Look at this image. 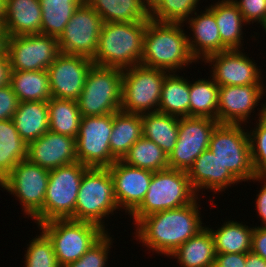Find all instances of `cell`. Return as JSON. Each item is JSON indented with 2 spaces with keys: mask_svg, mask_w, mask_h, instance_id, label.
Listing matches in <instances>:
<instances>
[{
  "mask_svg": "<svg viewBox=\"0 0 266 267\" xmlns=\"http://www.w3.org/2000/svg\"><path fill=\"white\" fill-rule=\"evenodd\" d=\"M200 198L192 203L171 210L149 214L141 218L135 227L137 242L152 252L169 257L179 246L198 234L203 226Z\"/></svg>",
  "mask_w": 266,
  "mask_h": 267,
  "instance_id": "cell-1",
  "label": "cell"
},
{
  "mask_svg": "<svg viewBox=\"0 0 266 267\" xmlns=\"http://www.w3.org/2000/svg\"><path fill=\"white\" fill-rule=\"evenodd\" d=\"M184 23L157 22L149 19L144 35L143 56L140 64L179 72L197 61L188 45Z\"/></svg>",
  "mask_w": 266,
  "mask_h": 267,
  "instance_id": "cell-2",
  "label": "cell"
},
{
  "mask_svg": "<svg viewBox=\"0 0 266 267\" xmlns=\"http://www.w3.org/2000/svg\"><path fill=\"white\" fill-rule=\"evenodd\" d=\"M149 20L133 23L103 22L93 64L125 69L139 65Z\"/></svg>",
  "mask_w": 266,
  "mask_h": 267,
  "instance_id": "cell-3",
  "label": "cell"
},
{
  "mask_svg": "<svg viewBox=\"0 0 266 267\" xmlns=\"http://www.w3.org/2000/svg\"><path fill=\"white\" fill-rule=\"evenodd\" d=\"M118 209L109 169L89 167L83 174L75 212L70 219L96 224L108 232L105 217L112 216Z\"/></svg>",
  "mask_w": 266,
  "mask_h": 267,
  "instance_id": "cell-4",
  "label": "cell"
},
{
  "mask_svg": "<svg viewBox=\"0 0 266 267\" xmlns=\"http://www.w3.org/2000/svg\"><path fill=\"white\" fill-rule=\"evenodd\" d=\"M197 197L201 198L192 188L186 171L168 168L153 172L141 205L130 215L132 224L149 214L186 206Z\"/></svg>",
  "mask_w": 266,
  "mask_h": 267,
  "instance_id": "cell-5",
  "label": "cell"
},
{
  "mask_svg": "<svg viewBox=\"0 0 266 267\" xmlns=\"http://www.w3.org/2000/svg\"><path fill=\"white\" fill-rule=\"evenodd\" d=\"M88 168L77 161L50 170L43 208L32 218L36 226L74 215L80 183Z\"/></svg>",
  "mask_w": 266,
  "mask_h": 267,
  "instance_id": "cell-6",
  "label": "cell"
},
{
  "mask_svg": "<svg viewBox=\"0 0 266 267\" xmlns=\"http://www.w3.org/2000/svg\"><path fill=\"white\" fill-rule=\"evenodd\" d=\"M123 69L93 65L76 100L82 117L103 116L121 110Z\"/></svg>",
  "mask_w": 266,
  "mask_h": 267,
  "instance_id": "cell-7",
  "label": "cell"
},
{
  "mask_svg": "<svg viewBox=\"0 0 266 267\" xmlns=\"http://www.w3.org/2000/svg\"><path fill=\"white\" fill-rule=\"evenodd\" d=\"M52 241L60 267L80 259L106 232L90 222L54 219L37 226Z\"/></svg>",
  "mask_w": 266,
  "mask_h": 267,
  "instance_id": "cell-8",
  "label": "cell"
},
{
  "mask_svg": "<svg viewBox=\"0 0 266 267\" xmlns=\"http://www.w3.org/2000/svg\"><path fill=\"white\" fill-rule=\"evenodd\" d=\"M169 73L142 64L123 69L121 111L140 115L158 112L162 85Z\"/></svg>",
  "mask_w": 266,
  "mask_h": 267,
  "instance_id": "cell-9",
  "label": "cell"
},
{
  "mask_svg": "<svg viewBox=\"0 0 266 267\" xmlns=\"http://www.w3.org/2000/svg\"><path fill=\"white\" fill-rule=\"evenodd\" d=\"M208 150L239 182H248L256 176L248 129H244V125L219 123L212 133Z\"/></svg>",
  "mask_w": 266,
  "mask_h": 267,
  "instance_id": "cell-10",
  "label": "cell"
},
{
  "mask_svg": "<svg viewBox=\"0 0 266 267\" xmlns=\"http://www.w3.org/2000/svg\"><path fill=\"white\" fill-rule=\"evenodd\" d=\"M113 114L81 118L76 142L78 162L92 168H107L117 159L111 154Z\"/></svg>",
  "mask_w": 266,
  "mask_h": 267,
  "instance_id": "cell-11",
  "label": "cell"
},
{
  "mask_svg": "<svg viewBox=\"0 0 266 267\" xmlns=\"http://www.w3.org/2000/svg\"><path fill=\"white\" fill-rule=\"evenodd\" d=\"M4 49L15 71L47 70L61 54L58 38L45 34L9 36Z\"/></svg>",
  "mask_w": 266,
  "mask_h": 267,
  "instance_id": "cell-12",
  "label": "cell"
},
{
  "mask_svg": "<svg viewBox=\"0 0 266 267\" xmlns=\"http://www.w3.org/2000/svg\"><path fill=\"white\" fill-rule=\"evenodd\" d=\"M49 174L50 170L25 159L2 180L1 188L16 197L24 215L33 218L43 208Z\"/></svg>",
  "mask_w": 266,
  "mask_h": 267,
  "instance_id": "cell-13",
  "label": "cell"
},
{
  "mask_svg": "<svg viewBox=\"0 0 266 267\" xmlns=\"http://www.w3.org/2000/svg\"><path fill=\"white\" fill-rule=\"evenodd\" d=\"M217 120L208 117H180L178 139L168 156L170 169L188 171L195 160L209 147Z\"/></svg>",
  "mask_w": 266,
  "mask_h": 267,
  "instance_id": "cell-14",
  "label": "cell"
},
{
  "mask_svg": "<svg viewBox=\"0 0 266 267\" xmlns=\"http://www.w3.org/2000/svg\"><path fill=\"white\" fill-rule=\"evenodd\" d=\"M102 26L100 15L83 1L58 38L61 53L92 59L97 51Z\"/></svg>",
  "mask_w": 266,
  "mask_h": 267,
  "instance_id": "cell-15",
  "label": "cell"
},
{
  "mask_svg": "<svg viewBox=\"0 0 266 267\" xmlns=\"http://www.w3.org/2000/svg\"><path fill=\"white\" fill-rule=\"evenodd\" d=\"M243 49L225 50L208 56L203 62L211 66V77L220 86H245L263 84L262 70ZM213 65V66H212Z\"/></svg>",
  "mask_w": 266,
  "mask_h": 267,
  "instance_id": "cell-16",
  "label": "cell"
},
{
  "mask_svg": "<svg viewBox=\"0 0 266 267\" xmlns=\"http://www.w3.org/2000/svg\"><path fill=\"white\" fill-rule=\"evenodd\" d=\"M93 65L91 58L61 53L47 68L52 97L77 100Z\"/></svg>",
  "mask_w": 266,
  "mask_h": 267,
  "instance_id": "cell-17",
  "label": "cell"
},
{
  "mask_svg": "<svg viewBox=\"0 0 266 267\" xmlns=\"http://www.w3.org/2000/svg\"><path fill=\"white\" fill-rule=\"evenodd\" d=\"M264 85L220 86L218 122L247 126L249 118L266 94ZM246 123V124H245Z\"/></svg>",
  "mask_w": 266,
  "mask_h": 267,
  "instance_id": "cell-18",
  "label": "cell"
},
{
  "mask_svg": "<svg viewBox=\"0 0 266 267\" xmlns=\"http://www.w3.org/2000/svg\"><path fill=\"white\" fill-rule=\"evenodd\" d=\"M107 168L114 181V194L119 211L125 210L130 216L141 205L153 172L129 166L121 160H116Z\"/></svg>",
  "mask_w": 266,
  "mask_h": 267,
  "instance_id": "cell-19",
  "label": "cell"
},
{
  "mask_svg": "<svg viewBox=\"0 0 266 267\" xmlns=\"http://www.w3.org/2000/svg\"><path fill=\"white\" fill-rule=\"evenodd\" d=\"M27 159L48 170L77 162L75 138L49 130L28 144Z\"/></svg>",
  "mask_w": 266,
  "mask_h": 267,
  "instance_id": "cell-20",
  "label": "cell"
},
{
  "mask_svg": "<svg viewBox=\"0 0 266 267\" xmlns=\"http://www.w3.org/2000/svg\"><path fill=\"white\" fill-rule=\"evenodd\" d=\"M187 175L197 196L203 189L213 192L214 195L228 190V187H233L235 184H240L208 149L195 160Z\"/></svg>",
  "mask_w": 266,
  "mask_h": 267,
  "instance_id": "cell-21",
  "label": "cell"
},
{
  "mask_svg": "<svg viewBox=\"0 0 266 267\" xmlns=\"http://www.w3.org/2000/svg\"><path fill=\"white\" fill-rule=\"evenodd\" d=\"M199 13L195 11L185 22L189 25V31H192V36L188 34V45L197 63L221 52V38L215 15L207 7Z\"/></svg>",
  "mask_w": 266,
  "mask_h": 267,
  "instance_id": "cell-22",
  "label": "cell"
},
{
  "mask_svg": "<svg viewBox=\"0 0 266 267\" xmlns=\"http://www.w3.org/2000/svg\"><path fill=\"white\" fill-rule=\"evenodd\" d=\"M40 0H6L4 27L7 37L40 34Z\"/></svg>",
  "mask_w": 266,
  "mask_h": 267,
  "instance_id": "cell-23",
  "label": "cell"
},
{
  "mask_svg": "<svg viewBox=\"0 0 266 267\" xmlns=\"http://www.w3.org/2000/svg\"><path fill=\"white\" fill-rule=\"evenodd\" d=\"M207 8L215 15L221 38V52L243 48V30L249 25L232 0H218ZM243 28V29H242Z\"/></svg>",
  "mask_w": 266,
  "mask_h": 267,
  "instance_id": "cell-24",
  "label": "cell"
},
{
  "mask_svg": "<svg viewBox=\"0 0 266 267\" xmlns=\"http://www.w3.org/2000/svg\"><path fill=\"white\" fill-rule=\"evenodd\" d=\"M12 121L20 137L28 145L49 131L47 102H19Z\"/></svg>",
  "mask_w": 266,
  "mask_h": 267,
  "instance_id": "cell-25",
  "label": "cell"
},
{
  "mask_svg": "<svg viewBox=\"0 0 266 267\" xmlns=\"http://www.w3.org/2000/svg\"><path fill=\"white\" fill-rule=\"evenodd\" d=\"M181 267H213L216 252L213 236L205 227L198 234L179 246L170 256Z\"/></svg>",
  "mask_w": 266,
  "mask_h": 267,
  "instance_id": "cell-26",
  "label": "cell"
},
{
  "mask_svg": "<svg viewBox=\"0 0 266 267\" xmlns=\"http://www.w3.org/2000/svg\"><path fill=\"white\" fill-rule=\"evenodd\" d=\"M103 22L133 23L149 20L148 0H84Z\"/></svg>",
  "mask_w": 266,
  "mask_h": 267,
  "instance_id": "cell-27",
  "label": "cell"
},
{
  "mask_svg": "<svg viewBox=\"0 0 266 267\" xmlns=\"http://www.w3.org/2000/svg\"><path fill=\"white\" fill-rule=\"evenodd\" d=\"M141 118L143 137L153 141L169 156L178 139L180 117L153 112L142 114Z\"/></svg>",
  "mask_w": 266,
  "mask_h": 267,
  "instance_id": "cell-28",
  "label": "cell"
},
{
  "mask_svg": "<svg viewBox=\"0 0 266 267\" xmlns=\"http://www.w3.org/2000/svg\"><path fill=\"white\" fill-rule=\"evenodd\" d=\"M9 84L19 102H48L52 98L47 70H10Z\"/></svg>",
  "mask_w": 266,
  "mask_h": 267,
  "instance_id": "cell-29",
  "label": "cell"
},
{
  "mask_svg": "<svg viewBox=\"0 0 266 267\" xmlns=\"http://www.w3.org/2000/svg\"><path fill=\"white\" fill-rule=\"evenodd\" d=\"M177 73L171 72L164 79L158 112L187 117L190 107L189 79Z\"/></svg>",
  "mask_w": 266,
  "mask_h": 267,
  "instance_id": "cell-30",
  "label": "cell"
},
{
  "mask_svg": "<svg viewBox=\"0 0 266 267\" xmlns=\"http://www.w3.org/2000/svg\"><path fill=\"white\" fill-rule=\"evenodd\" d=\"M142 136L143 128L140 114L125 113L121 110L113 113L110 150L117 160H121Z\"/></svg>",
  "mask_w": 266,
  "mask_h": 267,
  "instance_id": "cell-31",
  "label": "cell"
},
{
  "mask_svg": "<svg viewBox=\"0 0 266 267\" xmlns=\"http://www.w3.org/2000/svg\"><path fill=\"white\" fill-rule=\"evenodd\" d=\"M242 223L244 222L228 220L223 222L217 230L207 226L213 236L216 254L248 253L251 251L254 226L249 227Z\"/></svg>",
  "mask_w": 266,
  "mask_h": 267,
  "instance_id": "cell-32",
  "label": "cell"
},
{
  "mask_svg": "<svg viewBox=\"0 0 266 267\" xmlns=\"http://www.w3.org/2000/svg\"><path fill=\"white\" fill-rule=\"evenodd\" d=\"M27 143L20 137L12 119L0 121V180L22 160L27 159Z\"/></svg>",
  "mask_w": 266,
  "mask_h": 267,
  "instance_id": "cell-33",
  "label": "cell"
},
{
  "mask_svg": "<svg viewBox=\"0 0 266 267\" xmlns=\"http://www.w3.org/2000/svg\"><path fill=\"white\" fill-rule=\"evenodd\" d=\"M47 104L49 130L76 139L82 118L77 101L52 97Z\"/></svg>",
  "mask_w": 266,
  "mask_h": 267,
  "instance_id": "cell-34",
  "label": "cell"
},
{
  "mask_svg": "<svg viewBox=\"0 0 266 267\" xmlns=\"http://www.w3.org/2000/svg\"><path fill=\"white\" fill-rule=\"evenodd\" d=\"M209 77L189 81V116L208 117L218 121L219 86Z\"/></svg>",
  "mask_w": 266,
  "mask_h": 267,
  "instance_id": "cell-35",
  "label": "cell"
},
{
  "mask_svg": "<svg viewBox=\"0 0 266 267\" xmlns=\"http://www.w3.org/2000/svg\"><path fill=\"white\" fill-rule=\"evenodd\" d=\"M84 0H40L42 22L40 34L59 38L74 11Z\"/></svg>",
  "mask_w": 266,
  "mask_h": 267,
  "instance_id": "cell-36",
  "label": "cell"
},
{
  "mask_svg": "<svg viewBox=\"0 0 266 267\" xmlns=\"http://www.w3.org/2000/svg\"><path fill=\"white\" fill-rule=\"evenodd\" d=\"M125 164L152 172L169 168L168 156L153 141L139 138L121 159Z\"/></svg>",
  "mask_w": 266,
  "mask_h": 267,
  "instance_id": "cell-37",
  "label": "cell"
},
{
  "mask_svg": "<svg viewBox=\"0 0 266 267\" xmlns=\"http://www.w3.org/2000/svg\"><path fill=\"white\" fill-rule=\"evenodd\" d=\"M201 0H148L150 19L157 22L185 23L199 10Z\"/></svg>",
  "mask_w": 266,
  "mask_h": 267,
  "instance_id": "cell-38",
  "label": "cell"
},
{
  "mask_svg": "<svg viewBox=\"0 0 266 267\" xmlns=\"http://www.w3.org/2000/svg\"><path fill=\"white\" fill-rule=\"evenodd\" d=\"M260 107L254 129H248L252 166L258 176L266 175V102Z\"/></svg>",
  "mask_w": 266,
  "mask_h": 267,
  "instance_id": "cell-39",
  "label": "cell"
},
{
  "mask_svg": "<svg viewBox=\"0 0 266 267\" xmlns=\"http://www.w3.org/2000/svg\"><path fill=\"white\" fill-rule=\"evenodd\" d=\"M40 234L36 235L29 244L24 255L23 267H60L52 241L39 229Z\"/></svg>",
  "mask_w": 266,
  "mask_h": 267,
  "instance_id": "cell-40",
  "label": "cell"
},
{
  "mask_svg": "<svg viewBox=\"0 0 266 267\" xmlns=\"http://www.w3.org/2000/svg\"><path fill=\"white\" fill-rule=\"evenodd\" d=\"M113 240L112 235L106 232L80 259L66 267H107L108 261H110L108 253L111 252Z\"/></svg>",
  "mask_w": 266,
  "mask_h": 267,
  "instance_id": "cell-41",
  "label": "cell"
},
{
  "mask_svg": "<svg viewBox=\"0 0 266 267\" xmlns=\"http://www.w3.org/2000/svg\"><path fill=\"white\" fill-rule=\"evenodd\" d=\"M250 25L258 23L262 28L266 26V0H232Z\"/></svg>",
  "mask_w": 266,
  "mask_h": 267,
  "instance_id": "cell-42",
  "label": "cell"
},
{
  "mask_svg": "<svg viewBox=\"0 0 266 267\" xmlns=\"http://www.w3.org/2000/svg\"><path fill=\"white\" fill-rule=\"evenodd\" d=\"M19 105V100L8 83L0 87V121L12 119Z\"/></svg>",
  "mask_w": 266,
  "mask_h": 267,
  "instance_id": "cell-43",
  "label": "cell"
},
{
  "mask_svg": "<svg viewBox=\"0 0 266 267\" xmlns=\"http://www.w3.org/2000/svg\"><path fill=\"white\" fill-rule=\"evenodd\" d=\"M260 182L262 185L258 194L256 195V213H258L259 219L261 220V226H266V175L258 176L256 175L254 178L250 180Z\"/></svg>",
  "mask_w": 266,
  "mask_h": 267,
  "instance_id": "cell-44",
  "label": "cell"
},
{
  "mask_svg": "<svg viewBox=\"0 0 266 267\" xmlns=\"http://www.w3.org/2000/svg\"><path fill=\"white\" fill-rule=\"evenodd\" d=\"M247 253L216 254L213 267H245Z\"/></svg>",
  "mask_w": 266,
  "mask_h": 267,
  "instance_id": "cell-45",
  "label": "cell"
},
{
  "mask_svg": "<svg viewBox=\"0 0 266 267\" xmlns=\"http://www.w3.org/2000/svg\"><path fill=\"white\" fill-rule=\"evenodd\" d=\"M251 251L266 260V226H254Z\"/></svg>",
  "mask_w": 266,
  "mask_h": 267,
  "instance_id": "cell-46",
  "label": "cell"
},
{
  "mask_svg": "<svg viewBox=\"0 0 266 267\" xmlns=\"http://www.w3.org/2000/svg\"><path fill=\"white\" fill-rule=\"evenodd\" d=\"M10 65L9 58L4 47L0 48V87L9 83Z\"/></svg>",
  "mask_w": 266,
  "mask_h": 267,
  "instance_id": "cell-47",
  "label": "cell"
},
{
  "mask_svg": "<svg viewBox=\"0 0 266 267\" xmlns=\"http://www.w3.org/2000/svg\"><path fill=\"white\" fill-rule=\"evenodd\" d=\"M245 267H266V260L250 251L246 254Z\"/></svg>",
  "mask_w": 266,
  "mask_h": 267,
  "instance_id": "cell-48",
  "label": "cell"
},
{
  "mask_svg": "<svg viewBox=\"0 0 266 267\" xmlns=\"http://www.w3.org/2000/svg\"><path fill=\"white\" fill-rule=\"evenodd\" d=\"M4 14L5 13H0V48L4 47V44L7 38L5 27H4Z\"/></svg>",
  "mask_w": 266,
  "mask_h": 267,
  "instance_id": "cell-49",
  "label": "cell"
},
{
  "mask_svg": "<svg viewBox=\"0 0 266 267\" xmlns=\"http://www.w3.org/2000/svg\"><path fill=\"white\" fill-rule=\"evenodd\" d=\"M6 0H0V13H5Z\"/></svg>",
  "mask_w": 266,
  "mask_h": 267,
  "instance_id": "cell-50",
  "label": "cell"
}]
</instances>
